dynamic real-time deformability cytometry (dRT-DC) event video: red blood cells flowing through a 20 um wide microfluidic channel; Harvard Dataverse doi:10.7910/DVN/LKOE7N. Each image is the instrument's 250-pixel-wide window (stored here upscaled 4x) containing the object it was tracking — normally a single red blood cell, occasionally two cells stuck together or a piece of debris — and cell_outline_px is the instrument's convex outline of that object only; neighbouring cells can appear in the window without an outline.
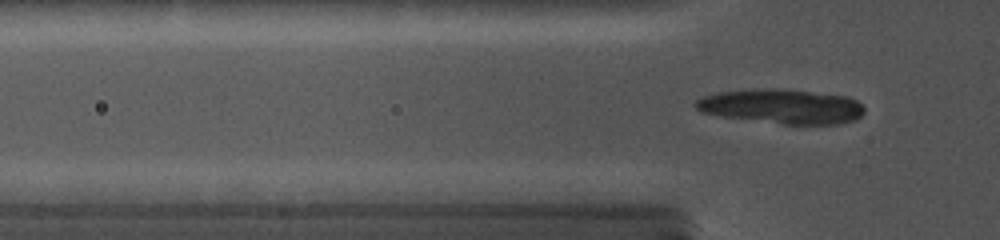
{"species": "common noctule bat (a hibernating species)", "species_latin": "Nyctalus noctula", "temperature_condition": "cold", "stored_images_in_passage": 28, "camera_frame_rate_fps": 5000, "um_per_image_px": 0.085, "animal": {"sex": "female", "body_mass_g": 19.0, "forearm_length_mm": 56.7}, "frame": {"image": 1, "passage_image": 28, "time_ms": 5.0, "image_size_px": [1000, 240], "cell_outline_px": [[864, 112], [856, 120], [840, 124], [780, 124], [720, 116], [700, 112], [692, 104], [696, 100], [704, 96], [720, 92], [808, 92], [848, 96], [856, 100], [864, 108]], "centroid_in_image_um": [66.49, 9.12], "position_along_channel_um": 59.3, "area_um2": 32.48}}